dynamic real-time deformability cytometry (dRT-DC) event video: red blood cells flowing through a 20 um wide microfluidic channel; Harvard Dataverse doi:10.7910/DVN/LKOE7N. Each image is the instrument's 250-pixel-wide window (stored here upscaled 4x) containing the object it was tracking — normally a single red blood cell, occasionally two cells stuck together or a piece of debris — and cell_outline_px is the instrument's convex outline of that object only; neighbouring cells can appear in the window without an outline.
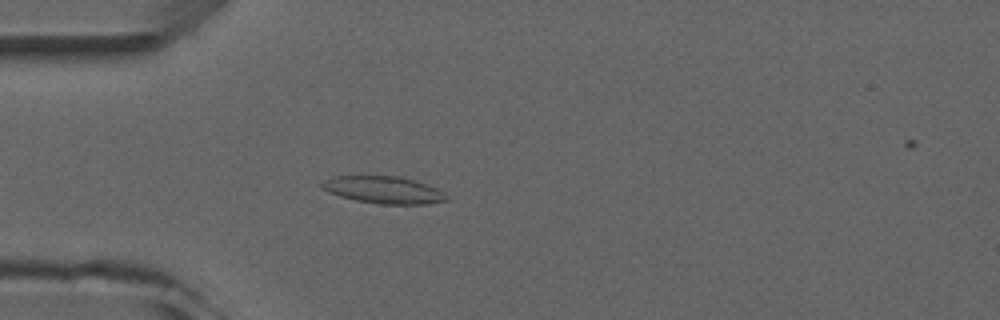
{"species": "common noctule bat (a hibernating species)", "species_latin": "Nyctalus noctula", "temperature_condition": "room temperature", "stored_images_in_passage": 5, "camera_frame_rate_fps": 3000, "um_per_image_px": 0.085, "animal": {"sex": "male", "forearm_length_mm": 52.5}, "frame": {"image": 1, "passage_image": 4, "time_ms": 3.667, "image_size_px": [1000, 320], "cell_outline_px": [[448, 200], [424, 204], [380, 204], [356, 200], [340, 196], [328, 192], [320, 188], [320, 184], [336, 176], [400, 176], [416, 180], [436, 188], [448, 196]], "centroid_in_image_um": [32.62, 16.14], "position_along_channel_um": 52.4, "area_um2": 19.59}}